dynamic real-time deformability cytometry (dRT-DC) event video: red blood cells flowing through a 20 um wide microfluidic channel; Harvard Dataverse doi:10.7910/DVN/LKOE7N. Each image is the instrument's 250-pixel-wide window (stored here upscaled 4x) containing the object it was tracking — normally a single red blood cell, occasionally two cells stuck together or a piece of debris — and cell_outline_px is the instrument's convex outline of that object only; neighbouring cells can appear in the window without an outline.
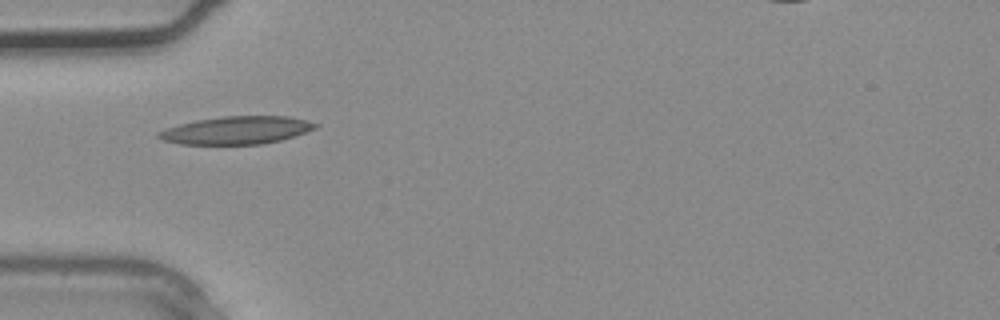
{"species": "common noctule bat (a hibernating species)", "species_latin": "Nyctalus noctula", "temperature_condition": "warm", "stored_images_in_passage": 1, "camera_frame_rate_fps": 3000, "um_per_image_px": 0.085, "animal": {"sex": "male", "body_mass_g": 20.4}, "frame": {"image": 1, "passage_image": 1, "time_ms": 0.0, "image_size_px": [1000, 320], "cell_outline_px": [[320, 124], [316, 128], [280, 140], [260, 144], [180, 144], [164, 140], [156, 136], [156, 132], [164, 128], [196, 120], [224, 116], [288, 116], [308, 120]], "centroid_in_image_um": [20.08, 11.06], "position_along_channel_um": 64.9, "area_um2": 25.32}}